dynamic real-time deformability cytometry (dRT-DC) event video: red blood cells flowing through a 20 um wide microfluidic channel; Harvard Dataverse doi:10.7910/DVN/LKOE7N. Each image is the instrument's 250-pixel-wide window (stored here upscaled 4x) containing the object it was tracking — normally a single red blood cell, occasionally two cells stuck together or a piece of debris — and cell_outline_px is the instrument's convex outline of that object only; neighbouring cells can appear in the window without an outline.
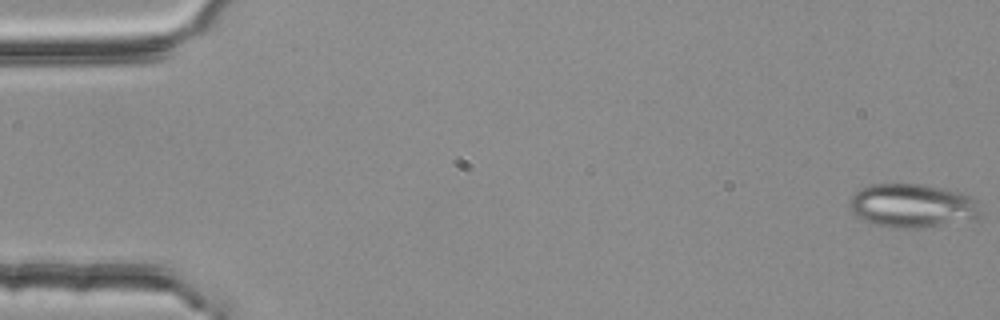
{"species": "common noctule bat (a hibernating species)", "species_latin": "Nyctalus noctula", "temperature_condition": "room temperature", "stored_images_in_passage": 4, "camera_frame_rate_fps": 3000, "um_per_image_px": 0.085, "animal": {"sex": "female", "body_mass_g": 25.1}, "frame": {"image": 1, "passage_image": 1, "time_ms": 0.0, "image_size_px": [1000, 320], "cell_outline_px": [[980, 216], [972, 220], [900, 228], [892, 228], [872, 224], [856, 216], [852, 212], [848, 204], [852, 196], [856, 192], [872, 184], [924, 184], [964, 192], [972, 196], [980, 212]], "centroid_in_image_um": [77.53, 17.46], "position_along_channel_um": 7.5, "area_um2": 33.0}}